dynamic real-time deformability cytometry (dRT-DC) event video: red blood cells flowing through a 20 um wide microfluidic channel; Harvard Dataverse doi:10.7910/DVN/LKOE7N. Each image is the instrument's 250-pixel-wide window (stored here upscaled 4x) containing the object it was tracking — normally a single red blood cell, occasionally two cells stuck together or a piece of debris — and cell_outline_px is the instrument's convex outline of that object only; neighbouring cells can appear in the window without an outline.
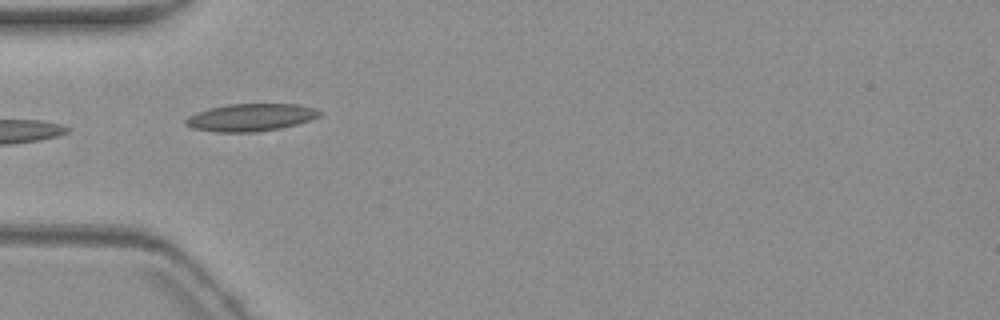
{"species": "common noctule bat (a hibernating species)", "species_latin": "Nyctalus noctula", "temperature_condition": "warm", "stored_images_in_passage": 2, "camera_frame_rate_fps": 3000, "um_per_image_px": 0.085, "animal": {"sex": "female", "body_mass_g": 19.3, "forearm_length_mm": 54.1}, "frame": {"image": 1, "passage_image": 1, "time_ms": 0.0, "image_size_px": [1000, 320], "cell_outline_px": [[320, 116], [296, 124], [280, 128], [256, 132], [216, 132], [192, 128], [184, 124], [184, 120], [188, 116], [196, 112], [228, 104], [300, 104], [316, 108], [320, 112]], "centroid_in_image_um": [21.29, 9.98], "position_along_channel_um": 63.7, "area_um2": 21.39}}
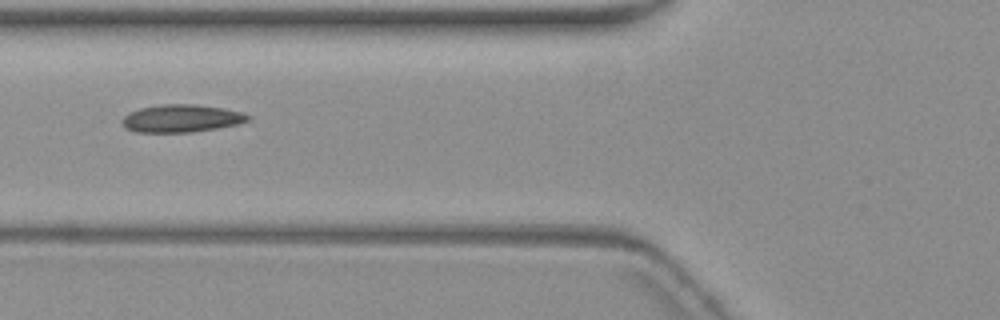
{"frame": {"image": 2, "passage_image": 2, "time_ms": 1.333, "image_size_px": [1000, 320], "cell_outline_px": [[252, 120], [236, 124], [216, 128], [192, 132], [136, 132], [124, 128], [120, 120], [128, 112], [140, 108], [164, 104], [196, 104], [224, 108], [244, 112], [252, 116]], "centroid_in_image_um": [15.43, 10.06], "position_along_channel_um": 110.4, "area_um2": 20.52}}